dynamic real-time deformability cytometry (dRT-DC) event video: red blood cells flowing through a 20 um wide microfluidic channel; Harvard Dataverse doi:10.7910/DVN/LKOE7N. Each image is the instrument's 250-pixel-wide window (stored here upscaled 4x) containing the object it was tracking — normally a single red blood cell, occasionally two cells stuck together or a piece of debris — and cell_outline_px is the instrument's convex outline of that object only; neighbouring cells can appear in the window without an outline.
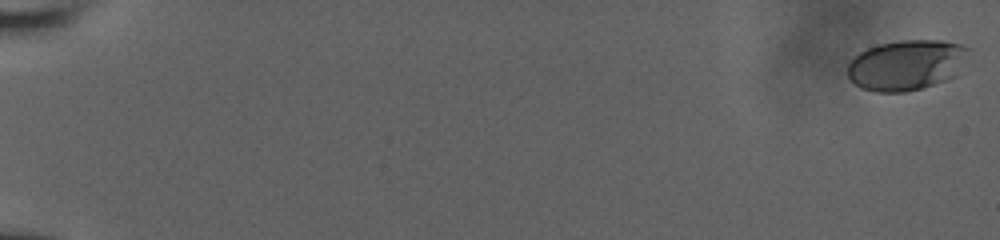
{"species": "human", "species_latin": "Homo sapiens", "temperature_condition": "room temperature", "stored_images_in_passage": 8, "camera_frame_rate_fps": 3000, "um_per_image_px": 0.085, "donor": {"sex": "male"}, "frame": {"image": 1, "passage_image": 1, "time_ms": 0.0, "image_size_px": [1000, 240], "cell_outline_px": [[968, 48], [956, 76], [948, 80], [924, 88], [904, 92], [876, 92], [860, 88], [848, 76], [848, 64], [860, 52], [868, 48], [880, 44], [900, 40], [944, 40], [960, 44]], "centroid_in_image_um": [77.03, 5.54], "position_along_channel_um": 8.0, "area_um2": 35.37}}
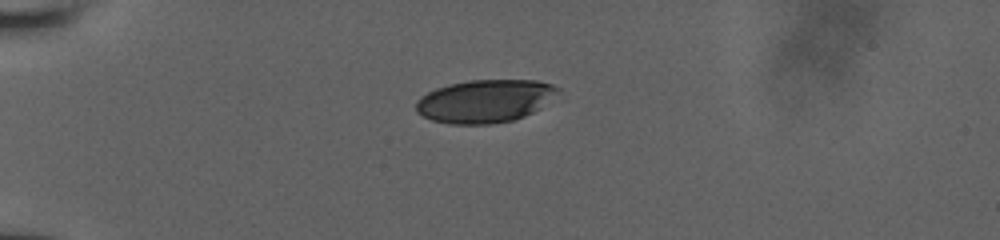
{"frame": {"image": 2, "passage_image": 7, "time_ms": 5.333, "image_size_px": [1000, 240], "cell_outline_px": [[560, 92], [540, 108], [524, 116], [512, 120], [488, 124], [448, 124], [432, 120], [416, 112], [416, 100], [420, 96], [436, 88], [448, 84], [468, 80], [536, 80], [552, 84], [560, 88]], "centroid_in_image_um": [41.21, 8.58], "position_along_channel_um": 43.8, "area_um2": 35.6}}